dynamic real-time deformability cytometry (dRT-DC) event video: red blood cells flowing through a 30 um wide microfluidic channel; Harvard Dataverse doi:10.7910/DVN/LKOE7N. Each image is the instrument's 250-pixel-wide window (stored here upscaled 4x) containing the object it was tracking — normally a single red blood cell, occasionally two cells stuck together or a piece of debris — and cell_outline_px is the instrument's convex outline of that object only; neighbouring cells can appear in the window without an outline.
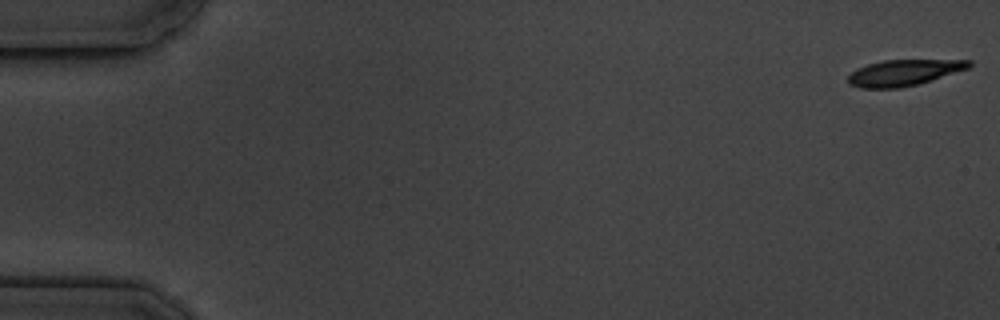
{"species": "common noctule bat (a hibernating species)", "species_latin": "Nyctalus noctula", "temperature_condition": "cold", "stored_images_in_passage": 6, "camera_frame_rate_fps": 3000, "um_per_image_px": 0.085, "animal": {"sex": "male", "body_mass_g": 19.5, "forearm_length_mm": 54.6}, "frame": {"image": 1, "passage_image": 1, "time_ms": 0.0, "image_size_px": [1000, 320], "cell_outline_px": [[972, 64], [968, 68], [916, 84], [900, 88], [860, 88], [848, 84], [848, 76], [856, 68], [868, 64], [884, 60], [972, 60]], "centroid_in_image_um": [76.77, 6.17], "position_along_channel_um": 8.2, "area_um2": 18.09}}
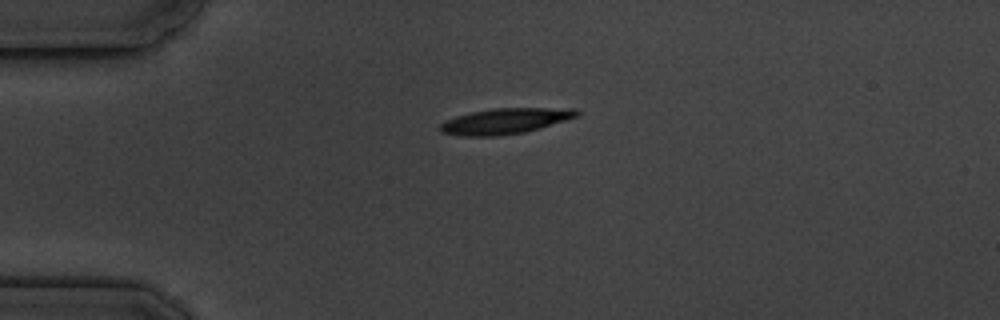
{"frame": {"image": 2, "passage_image": 5, "time_ms": 4.333, "image_size_px": [1000, 320], "cell_outline_px": [[580, 116], [540, 128], [524, 132], [496, 136], [460, 136], [440, 132], [440, 124], [456, 116], [472, 112], [492, 108], [576, 108], [580, 112]], "centroid_in_image_um": [42.98, 10.29], "position_along_channel_um": 42.0, "area_um2": 20.46}}